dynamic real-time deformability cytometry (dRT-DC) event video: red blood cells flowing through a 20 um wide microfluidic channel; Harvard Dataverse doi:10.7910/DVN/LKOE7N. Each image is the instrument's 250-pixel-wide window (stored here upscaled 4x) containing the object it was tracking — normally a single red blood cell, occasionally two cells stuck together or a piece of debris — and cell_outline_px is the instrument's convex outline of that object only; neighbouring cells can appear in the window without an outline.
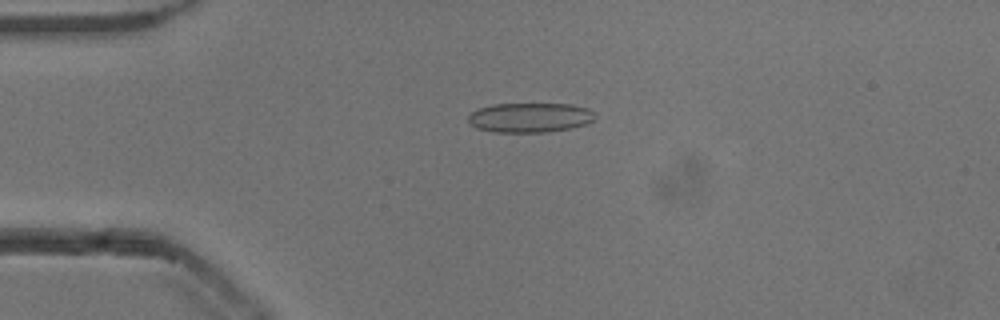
{"species": "common noctule bat (a hibernating species)", "species_latin": "Nyctalus noctula", "temperature_condition": "cold", "stored_images_in_passage": 53, "camera_frame_rate_fps": 3000, "um_per_image_px": 0.085, "animal": {"sex": "male", "body_mass_g": 13.3}, "frame": {"image": 1, "passage_image": 13, "time_ms": 4.0, "image_size_px": [1000, 320], "cell_outline_px": [[596, 116], [588, 124], [572, 128], [548, 132], [492, 132], [476, 128], [468, 120], [468, 116], [472, 112], [480, 108], [492, 104], [572, 104], [588, 108], [596, 112]], "centroid_in_image_um": [45.09, 9.99], "position_along_channel_um": 39.9, "area_um2": 22.08}}
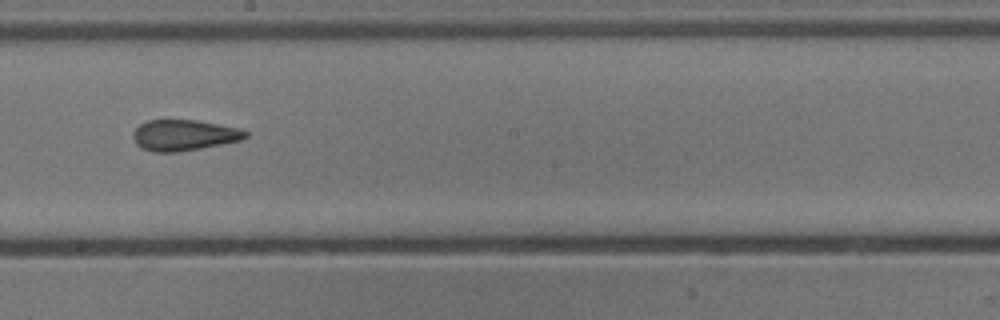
{"frame": {"image": 2, "passage_image": 30, "time_ms": 9.667, "image_size_px": [1000, 320], "cell_outline_px": [[248, 136], [240, 140], [180, 152], [152, 152], [140, 148], [136, 144], [132, 136], [132, 132], [140, 124], [148, 120], [196, 120], [240, 128], [248, 132]], "centroid_in_image_um": [15.6, 11.49], "position_along_channel_um": 232.6, "area_um2": 20.29}}
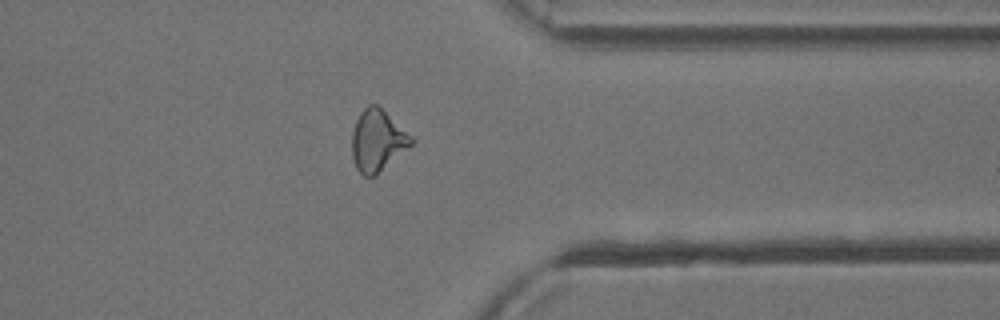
{"frame": {"image": 3, "passage_image": 42, "time_ms": 13.667, "image_size_px": [1000, 320], "cell_outline_px": [[416, 140], [412, 144], [376, 176], [364, 176], [356, 168], [352, 156], [352, 132], [356, 120], [360, 112], [368, 104], [376, 104], [412, 136]], "centroid_in_image_um": [32.07, 11.96], "position_along_channel_um": 379.3, "area_um2": 21.15}, "authors_computed_cell_mechanics": {"area_um2": 21.1548, "velocity_mm_per_s": 3.8633, "shape_relaxation_time_tau1_ms": null, "shape_relaxation_time_tau2_ms": 2.0334, "deformation_change_tau1": null, "deformation_change_tau2": 0.1029}}